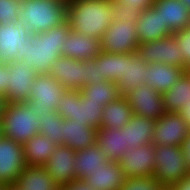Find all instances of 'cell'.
<instances>
[{"mask_svg": "<svg viewBox=\"0 0 190 190\" xmlns=\"http://www.w3.org/2000/svg\"><path fill=\"white\" fill-rule=\"evenodd\" d=\"M125 97L133 115L156 121L166 113L163 94L146 84L132 90Z\"/></svg>", "mask_w": 190, "mask_h": 190, "instance_id": "cell-12", "label": "cell"}, {"mask_svg": "<svg viewBox=\"0 0 190 190\" xmlns=\"http://www.w3.org/2000/svg\"><path fill=\"white\" fill-rule=\"evenodd\" d=\"M125 127V145L136 148L152 143L155 120L133 115Z\"/></svg>", "mask_w": 190, "mask_h": 190, "instance_id": "cell-29", "label": "cell"}, {"mask_svg": "<svg viewBox=\"0 0 190 190\" xmlns=\"http://www.w3.org/2000/svg\"><path fill=\"white\" fill-rule=\"evenodd\" d=\"M174 37L176 38L181 52L184 53L186 71H190V29L187 27L182 31H177L174 33Z\"/></svg>", "mask_w": 190, "mask_h": 190, "instance_id": "cell-38", "label": "cell"}, {"mask_svg": "<svg viewBox=\"0 0 190 190\" xmlns=\"http://www.w3.org/2000/svg\"><path fill=\"white\" fill-rule=\"evenodd\" d=\"M62 57H68L79 61L96 58L101 52V40L90 35H82L70 30L69 35L63 41Z\"/></svg>", "mask_w": 190, "mask_h": 190, "instance_id": "cell-21", "label": "cell"}, {"mask_svg": "<svg viewBox=\"0 0 190 190\" xmlns=\"http://www.w3.org/2000/svg\"><path fill=\"white\" fill-rule=\"evenodd\" d=\"M136 23L135 30L139 44L155 41L171 35L169 32V24L163 22L160 11H158L153 5L139 13Z\"/></svg>", "mask_w": 190, "mask_h": 190, "instance_id": "cell-20", "label": "cell"}, {"mask_svg": "<svg viewBox=\"0 0 190 190\" xmlns=\"http://www.w3.org/2000/svg\"><path fill=\"white\" fill-rule=\"evenodd\" d=\"M2 135L1 120H0V136Z\"/></svg>", "mask_w": 190, "mask_h": 190, "instance_id": "cell-49", "label": "cell"}, {"mask_svg": "<svg viewBox=\"0 0 190 190\" xmlns=\"http://www.w3.org/2000/svg\"><path fill=\"white\" fill-rule=\"evenodd\" d=\"M182 152L184 153L185 160L190 171V132L181 144Z\"/></svg>", "mask_w": 190, "mask_h": 190, "instance_id": "cell-42", "label": "cell"}, {"mask_svg": "<svg viewBox=\"0 0 190 190\" xmlns=\"http://www.w3.org/2000/svg\"><path fill=\"white\" fill-rule=\"evenodd\" d=\"M59 190H94L85 181L75 180L71 183L60 186Z\"/></svg>", "mask_w": 190, "mask_h": 190, "instance_id": "cell-41", "label": "cell"}, {"mask_svg": "<svg viewBox=\"0 0 190 190\" xmlns=\"http://www.w3.org/2000/svg\"><path fill=\"white\" fill-rule=\"evenodd\" d=\"M136 22L117 20L107 28L101 39L102 52L114 54H134L138 51L139 40Z\"/></svg>", "mask_w": 190, "mask_h": 190, "instance_id": "cell-7", "label": "cell"}, {"mask_svg": "<svg viewBox=\"0 0 190 190\" xmlns=\"http://www.w3.org/2000/svg\"><path fill=\"white\" fill-rule=\"evenodd\" d=\"M137 53L147 63L162 62L166 65L178 66L186 72L184 53L181 52L174 34L140 44Z\"/></svg>", "mask_w": 190, "mask_h": 190, "instance_id": "cell-9", "label": "cell"}, {"mask_svg": "<svg viewBox=\"0 0 190 190\" xmlns=\"http://www.w3.org/2000/svg\"><path fill=\"white\" fill-rule=\"evenodd\" d=\"M23 145L0 136V183L14 185L26 167Z\"/></svg>", "mask_w": 190, "mask_h": 190, "instance_id": "cell-15", "label": "cell"}, {"mask_svg": "<svg viewBox=\"0 0 190 190\" xmlns=\"http://www.w3.org/2000/svg\"><path fill=\"white\" fill-rule=\"evenodd\" d=\"M127 5H132L136 11L141 12L147 7H151L155 0H117Z\"/></svg>", "mask_w": 190, "mask_h": 190, "instance_id": "cell-40", "label": "cell"}, {"mask_svg": "<svg viewBox=\"0 0 190 190\" xmlns=\"http://www.w3.org/2000/svg\"><path fill=\"white\" fill-rule=\"evenodd\" d=\"M81 96L88 102L102 103L106 106L118 98L117 85L113 81H99L82 88Z\"/></svg>", "mask_w": 190, "mask_h": 190, "instance_id": "cell-33", "label": "cell"}, {"mask_svg": "<svg viewBox=\"0 0 190 190\" xmlns=\"http://www.w3.org/2000/svg\"><path fill=\"white\" fill-rule=\"evenodd\" d=\"M165 187L154 176L126 178L120 190H164Z\"/></svg>", "mask_w": 190, "mask_h": 190, "instance_id": "cell-35", "label": "cell"}, {"mask_svg": "<svg viewBox=\"0 0 190 190\" xmlns=\"http://www.w3.org/2000/svg\"><path fill=\"white\" fill-rule=\"evenodd\" d=\"M166 112L179 113L190 101V71L184 72L178 81L163 93Z\"/></svg>", "mask_w": 190, "mask_h": 190, "instance_id": "cell-32", "label": "cell"}, {"mask_svg": "<svg viewBox=\"0 0 190 190\" xmlns=\"http://www.w3.org/2000/svg\"><path fill=\"white\" fill-rule=\"evenodd\" d=\"M21 0H0V24L19 21Z\"/></svg>", "mask_w": 190, "mask_h": 190, "instance_id": "cell-36", "label": "cell"}, {"mask_svg": "<svg viewBox=\"0 0 190 190\" xmlns=\"http://www.w3.org/2000/svg\"><path fill=\"white\" fill-rule=\"evenodd\" d=\"M30 29L21 21L0 24V63L18 60L27 46Z\"/></svg>", "mask_w": 190, "mask_h": 190, "instance_id": "cell-11", "label": "cell"}, {"mask_svg": "<svg viewBox=\"0 0 190 190\" xmlns=\"http://www.w3.org/2000/svg\"><path fill=\"white\" fill-rule=\"evenodd\" d=\"M133 116L132 109L125 96H118L114 101L103 107L101 128L120 129Z\"/></svg>", "mask_w": 190, "mask_h": 190, "instance_id": "cell-31", "label": "cell"}, {"mask_svg": "<svg viewBox=\"0 0 190 190\" xmlns=\"http://www.w3.org/2000/svg\"><path fill=\"white\" fill-rule=\"evenodd\" d=\"M190 9V0H180Z\"/></svg>", "mask_w": 190, "mask_h": 190, "instance_id": "cell-47", "label": "cell"}, {"mask_svg": "<svg viewBox=\"0 0 190 190\" xmlns=\"http://www.w3.org/2000/svg\"><path fill=\"white\" fill-rule=\"evenodd\" d=\"M40 115L27 102L7 103L1 119L2 136L24 144L39 134Z\"/></svg>", "mask_w": 190, "mask_h": 190, "instance_id": "cell-4", "label": "cell"}, {"mask_svg": "<svg viewBox=\"0 0 190 190\" xmlns=\"http://www.w3.org/2000/svg\"><path fill=\"white\" fill-rule=\"evenodd\" d=\"M13 185L0 183V190H9Z\"/></svg>", "mask_w": 190, "mask_h": 190, "instance_id": "cell-46", "label": "cell"}, {"mask_svg": "<svg viewBox=\"0 0 190 190\" xmlns=\"http://www.w3.org/2000/svg\"><path fill=\"white\" fill-rule=\"evenodd\" d=\"M190 128V101H187L183 109L178 113Z\"/></svg>", "mask_w": 190, "mask_h": 190, "instance_id": "cell-44", "label": "cell"}, {"mask_svg": "<svg viewBox=\"0 0 190 190\" xmlns=\"http://www.w3.org/2000/svg\"><path fill=\"white\" fill-rule=\"evenodd\" d=\"M66 21L78 34L101 40L114 21L112 0H70L66 4Z\"/></svg>", "mask_w": 190, "mask_h": 190, "instance_id": "cell-1", "label": "cell"}, {"mask_svg": "<svg viewBox=\"0 0 190 190\" xmlns=\"http://www.w3.org/2000/svg\"><path fill=\"white\" fill-rule=\"evenodd\" d=\"M66 4L61 0H21L19 21L31 33H42L66 21Z\"/></svg>", "mask_w": 190, "mask_h": 190, "instance_id": "cell-3", "label": "cell"}, {"mask_svg": "<svg viewBox=\"0 0 190 190\" xmlns=\"http://www.w3.org/2000/svg\"><path fill=\"white\" fill-rule=\"evenodd\" d=\"M9 84L5 97L8 103L27 102L31 97V89L38 75L33 67L20 60L10 61Z\"/></svg>", "mask_w": 190, "mask_h": 190, "instance_id": "cell-14", "label": "cell"}, {"mask_svg": "<svg viewBox=\"0 0 190 190\" xmlns=\"http://www.w3.org/2000/svg\"><path fill=\"white\" fill-rule=\"evenodd\" d=\"M97 130L88 124L63 119V144L74 151L87 149L96 142Z\"/></svg>", "mask_w": 190, "mask_h": 190, "instance_id": "cell-25", "label": "cell"}, {"mask_svg": "<svg viewBox=\"0 0 190 190\" xmlns=\"http://www.w3.org/2000/svg\"><path fill=\"white\" fill-rule=\"evenodd\" d=\"M153 6L160 11L163 22L169 24V32L174 34L188 27L190 9L180 0H155Z\"/></svg>", "mask_w": 190, "mask_h": 190, "instance_id": "cell-23", "label": "cell"}, {"mask_svg": "<svg viewBox=\"0 0 190 190\" xmlns=\"http://www.w3.org/2000/svg\"><path fill=\"white\" fill-rule=\"evenodd\" d=\"M75 153L76 151L65 144L57 145L56 150L43 166L59 186L76 180Z\"/></svg>", "mask_w": 190, "mask_h": 190, "instance_id": "cell-17", "label": "cell"}, {"mask_svg": "<svg viewBox=\"0 0 190 190\" xmlns=\"http://www.w3.org/2000/svg\"><path fill=\"white\" fill-rule=\"evenodd\" d=\"M113 3V20H128L130 22H137L139 13L130 4L127 5L121 1L112 0Z\"/></svg>", "mask_w": 190, "mask_h": 190, "instance_id": "cell-37", "label": "cell"}, {"mask_svg": "<svg viewBox=\"0 0 190 190\" xmlns=\"http://www.w3.org/2000/svg\"><path fill=\"white\" fill-rule=\"evenodd\" d=\"M149 63L145 62L139 54H124L123 74L116 80L119 96H126L132 90L146 82V69Z\"/></svg>", "mask_w": 190, "mask_h": 190, "instance_id": "cell-19", "label": "cell"}, {"mask_svg": "<svg viewBox=\"0 0 190 190\" xmlns=\"http://www.w3.org/2000/svg\"><path fill=\"white\" fill-rule=\"evenodd\" d=\"M57 144L47 136L36 134L23 144L27 166H44L56 150Z\"/></svg>", "mask_w": 190, "mask_h": 190, "instance_id": "cell-28", "label": "cell"}, {"mask_svg": "<svg viewBox=\"0 0 190 190\" xmlns=\"http://www.w3.org/2000/svg\"><path fill=\"white\" fill-rule=\"evenodd\" d=\"M9 73V66L7 64L0 63V96L5 97L7 84H9Z\"/></svg>", "mask_w": 190, "mask_h": 190, "instance_id": "cell-39", "label": "cell"}, {"mask_svg": "<svg viewBox=\"0 0 190 190\" xmlns=\"http://www.w3.org/2000/svg\"><path fill=\"white\" fill-rule=\"evenodd\" d=\"M108 161L110 160L107 155L100 151L96 142L87 149L76 151L74 160L76 180L85 181L102 163H107Z\"/></svg>", "mask_w": 190, "mask_h": 190, "instance_id": "cell-30", "label": "cell"}, {"mask_svg": "<svg viewBox=\"0 0 190 190\" xmlns=\"http://www.w3.org/2000/svg\"><path fill=\"white\" fill-rule=\"evenodd\" d=\"M83 88L99 81H113L123 74L124 54L101 52L96 58L84 60Z\"/></svg>", "mask_w": 190, "mask_h": 190, "instance_id": "cell-10", "label": "cell"}, {"mask_svg": "<svg viewBox=\"0 0 190 190\" xmlns=\"http://www.w3.org/2000/svg\"><path fill=\"white\" fill-rule=\"evenodd\" d=\"M96 143L100 151L106 154L110 161H119L122 155L130 147L129 145H125V127L120 129H98Z\"/></svg>", "mask_w": 190, "mask_h": 190, "instance_id": "cell-26", "label": "cell"}, {"mask_svg": "<svg viewBox=\"0 0 190 190\" xmlns=\"http://www.w3.org/2000/svg\"><path fill=\"white\" fill-rule=\"evenodd\" d=\"M9 190H18L14 185Z\"/></svg>", "mask_w": 190, "mask_h": 190, "instance_id": "cell-48", "label": "cell"}, {"mask_svg": "<svg viewBox=\"0 0 190 190\" xmlns=\"http://www.w3.org/2000/svg\"><path fill=\"white\" fill-rule=\"evenodd\" d=\"M14 186L18 190H59L60 186L52 179L43 166H26Z\"/></svg>", "mask_w": 190, "mask_h": 190, "instance_id": "cell-27", "label": "cell"}, {"mask_svg": "<svg viewBox=\"0 0 190 190\" xmlns=\"http://www.w3.org/2000/svg\"><path fill=\"white\" fill-rule=\"evenodd\" d=\"M65 90L64 86L49 74H38L27 103L40 116H45L49 111L58 112L57 104Z\"/></svg>", "mask_w": 190, "mask_h": 190, "instance_id": "cell-8", "label": "cell"}, {"mask_svg": "<svg viewBox=\"0 0 190 190\" xmlns=\"http://www.w3.org/2000/svg\"><path fill=\"white\" fill-rule=\"evenodd\" d=\"M190 174L181 146L155 145V179L171 187Z\"/></svg>", "mask_w": 190, "mask_h": 190, "instance_id": "cell-6", "label": "cell"}, {"mask_svg": "<svg viewBox=\"0 0 190 190\" xmlns=\"http://www.w3.org/2000/svg\"><path fill=\"white\" fill-rule=\"evenodd\" d=\"M103 107L102 103L88 102L81 96V91L65 90L57 104V113L63 119H73L98 130L101 128Z\"/></svg>", "mask_w": 190, "mask_h": 190, "instance_id": "cell-5", "label": "cell"}, {"mask_svg": "<svg viewBox=\"0 0 190 190\" xmlns=\"http://www.w3.org/2000/svg\"><path fill=\"white\" fill-rule=\"evenodd\" d=\"M71 28L67 21L42 33H31L24 54L18 59L33 67L37 74H48L52 63L62 56L63 41Z\"/></svg>", "mask_w": 190, "mask_h": 190, "instance_id": "cell-2", "label": "cell"}, {"mask_svg": "<svg viewBox=\"0 0 190 190\" xmlns=\"http://www.w3.org/2000/svg\"><path fill=\"white\" fill-rule=\"evenodd\" d=\"M190 128L178 113L166 112L155 121L154 145L181 146Z\"/></svg>", "mask_w": 190, "mask_h": 190, "instance_id": "cell-16", "label": "cell"}, {"mask_svg": "<svg viewBox=\"0 0 190 190\" xmlns=\"http://www.w3.org/2000/svg\"><path fill=\"white\" fill-rule=\"evenodd\" d=\"M119 163L126 178L154 176L155 145L148 143L136 148L129 147Z\"/></svg>", "mask_w": 190, "mask_h": 190, "instance_id": "cell-13", "label": "cell"}, {"mask_svg": "<svg viewBox=\"0 0 190 190\" xmlns=\"http://www.w3.org/2000/svg\"><path fill=\"white\" fill-rule=\"evenodd\" d=\"M164 190H172L171 188H169V187H165V189Z\"/></svg>", "mask_w": 190, "mask_h": 190, "instance_id": "cell-50", "label": "cell"}, {"mask_svg": "<svg viewBox=\"0 0 190 190\" xmlns=\"http://www.w3.org/2000/svg\"><path fill=\"white\" fill-rule=\"evenodd\" d=\"M172 190H190V174L170 187Z\"/></svg>", "mask_w": 190, "mask_h": 190, "instance_id": "cell-43", "label": "cell"}, {"mask_svg": "<svg viewBox=\"0 0 190 190\" xmlns=\"http://www.w3.org/2000/svg\"><path fill=\"white\" fill-rule=\"evenodd\" d=\"M48 74L58 80L66 90L80 91L85 79L84 61L61 56L52 63Z\"/></svg>", "mask_w": 190, "mask_h": 190, "instance_id": "cell-18", "label": "cell"}, {"mask_svg": "<svg viewBox=\"0 0 190 190\" xmlns=\"http://www.w3.org/2000/svg\"><path fill=\"white\" fill-rule=\"evenodd\" d=\"M39 133L57 145H63V118L55 111L40 116Z\"/></svg>", "mask_w": 190, "mask_h": 190, "instance_id": "cell-34", "label": "cell"}, {"mask_svg": "<svg viewBox=\"0 0 190 190\" xmlns=\"http://www.w3.org/2000/svg\"><path fill=\"white\" fill-rule=\"evenodd\" d=\"M184 72L178 66L166 65L162 62L149 63L144 84L163 94L178 81Z\"/></svg>", "mask_w": 190, "mask_h": 190, "instance_id": "cell-24", "label": "cell"}, {"mask_svg": "<svg viewBox=\"0 0 190 190\" xmlns=\"http://www.w3.org/2000/svg\"><path fill=\"white\" fill-rule=\"evenodd\" d=\"M7 103L6 97L0 96V120L2 119V116L6 110Z\"/></svg>", "mask_w": 190, "mask_h": 190, "instance_id": "cell-45", "label": "cell"}, {"mask_svg": "<svg viewBox=\"0 0 190 190\" xmlns=\"http://www.w3.org/2000/svg\"><path fill=\"white\" fill-rule=\"evenodd\" d=\"M125 180L119 161H108L92 172L85 182L94 190H120Z\"/></svg>", "mask_w": 190, "mask_h": 190, "instance_id": "cell-22", "label": "cell"}]
</instances>
